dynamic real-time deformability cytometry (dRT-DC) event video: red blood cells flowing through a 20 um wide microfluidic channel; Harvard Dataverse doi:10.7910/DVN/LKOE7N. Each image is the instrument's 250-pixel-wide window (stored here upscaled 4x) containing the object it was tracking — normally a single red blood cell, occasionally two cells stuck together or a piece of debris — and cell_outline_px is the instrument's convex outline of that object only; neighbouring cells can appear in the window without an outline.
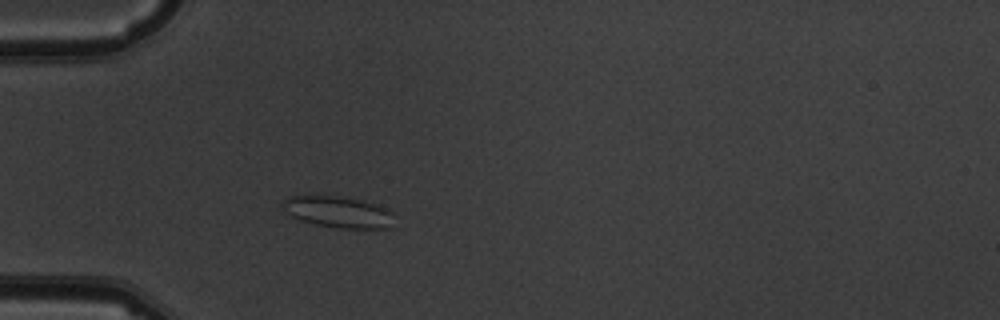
{"species": "common noctule bat (a hibernating species)", "species_latin": "Nyctalus noctula", "temperature_condition": "warm", "stored_images_in_passage": 3, "camera_frame_rate_fps": 3000, "um_per_image_px": 0.085, "animal": {"sex": "male", "body_mass_g": 19.5, "forearm_length_mm": 54.6}, "frame": {"image": 1, "passage_image": 3, "time_ms": 3.0, "image_size_px": [1000, 320], "cell_outline_px": [[392, 228], [340, 228], [316, 224], [300, 220], [292, 216], [280, 204], [284, 200], [292, 196], [332, 196], [360, 200], [384, 208], [392, 212]], "centroid_in_image_um": [28.73, 18.03], "position_along_channel_um": 56.3, "area_um2": 19.83}}